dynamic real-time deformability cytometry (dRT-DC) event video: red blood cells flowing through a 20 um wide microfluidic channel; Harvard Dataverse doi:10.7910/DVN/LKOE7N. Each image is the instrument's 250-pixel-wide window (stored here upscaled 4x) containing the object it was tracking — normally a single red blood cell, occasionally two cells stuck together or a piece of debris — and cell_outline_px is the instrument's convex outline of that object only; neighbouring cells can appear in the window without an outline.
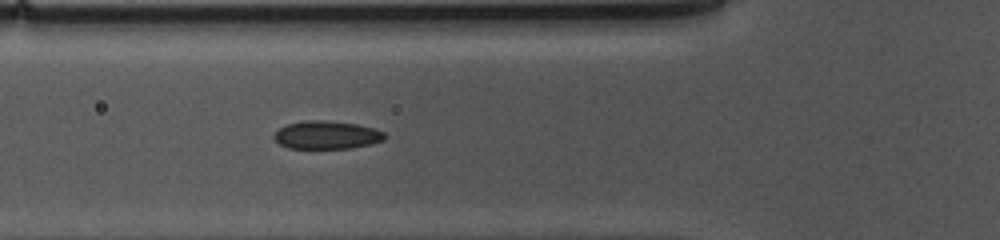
{"species": "common noctule bat (a hibernating species)", "species_latin": "Nyctalus noctula", "temperature_condition": "cold", "stored_images_in_passage": 12, "camera_frame_rate_fps": 3000, "um_per_image_px": 0.085, "animal": {"sex": "female", "body_mass_g": 10.0, "forearm_length_mm": 53.1}, "frame": {"image": 1, "passage_image": 9, "time_ms": 2.667, "image_size_px": [1000, 240], "cell_outline_px": [[388, 136], [384, 140], [372, 144], [352, 148], [288, 148], [280, 144], [272, 136], [280, 128], [288, 124], [308, 120], [324, 120], [356, 124], [372, 128], [384, 132]], "centroid_in_image_um": [27.8, 11.48], "position_along_channel_um": 98.0, "area_um2": 18.03}}